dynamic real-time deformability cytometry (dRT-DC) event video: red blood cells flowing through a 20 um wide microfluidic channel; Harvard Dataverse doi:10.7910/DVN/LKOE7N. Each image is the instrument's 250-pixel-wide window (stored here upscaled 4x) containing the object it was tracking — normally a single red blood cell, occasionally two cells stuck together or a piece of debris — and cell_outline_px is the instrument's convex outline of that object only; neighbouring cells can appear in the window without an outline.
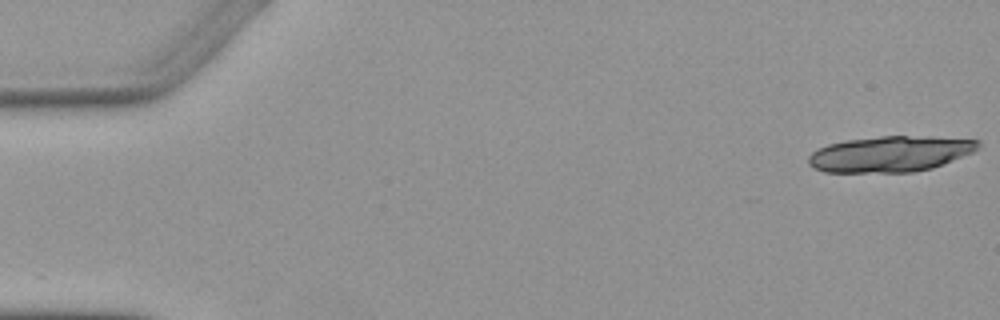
{"species": "Egyptian fruit bat (a non-hibernating species)", "species_latin": "Rousettus aegyptiacus", "temperature_condition": "warm", "stored_images_in_passage": 5, "camera_frame_rate_fps": 3000, "um_per_image_px": 0.085, "animal": {"sex": "female"}, "frame": {"image": 1, "passage_image": 1, "time_ms": 0.0, "image_size_px": [1000, 320], "cell_outline_px": [[980, 144], [972, 152], [932, 168], [912, 172], [824, 172], [808, 164], [808, 156], [812, 152], [828, 144], [844, 140], [880, 136], [928, 136], [980, 140]], "centroid_in_image_um": [75.64, 13.08], "position_along_channel_um": 9.4, "area_um2": 35.26}}